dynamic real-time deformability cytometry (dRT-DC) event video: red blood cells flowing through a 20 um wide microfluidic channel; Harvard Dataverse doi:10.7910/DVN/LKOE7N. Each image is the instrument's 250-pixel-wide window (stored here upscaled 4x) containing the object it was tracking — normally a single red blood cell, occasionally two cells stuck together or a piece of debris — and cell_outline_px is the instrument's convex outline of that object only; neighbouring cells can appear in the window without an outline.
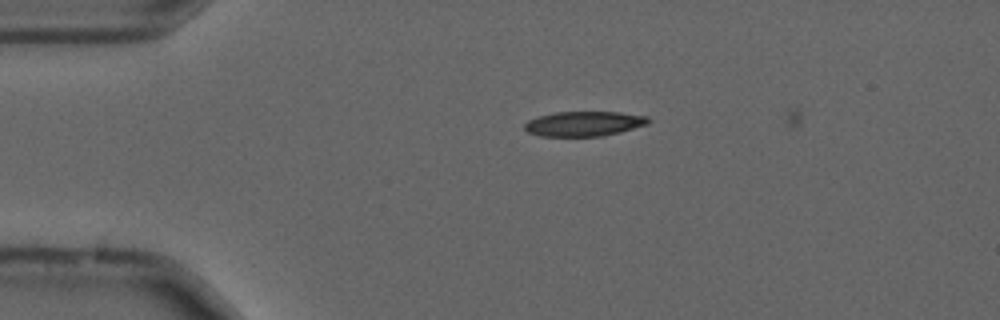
{"species": "common noctule bat (a hibernating species)", "species_latin": "Nyctalus noctula", "temperature_condition": "cold", "stored_images_in_passage": 53, "camera_frame_rate_fps": 3000, "um_per_image_px": 0.085, "animal": {"sex": "male", "forearm_length_mm": 52.5}, "frame": {"image": 1, "passage_image": 10, "time_ms": 3.0, "image_size_px": [1000, 320], "cell_outline_px": [[652, 120], [648, 124], [620, 132], [604, 136], [540, 136], [528, 132], [524, 128], [524, 124], [528, 120], [540, 116], [556, 112], [620, 112], [648, 116]], "centroid_in_image_um": [49.68, 10.51], "position_along_channel_um": 35.3, "area_um2": 17.98}}
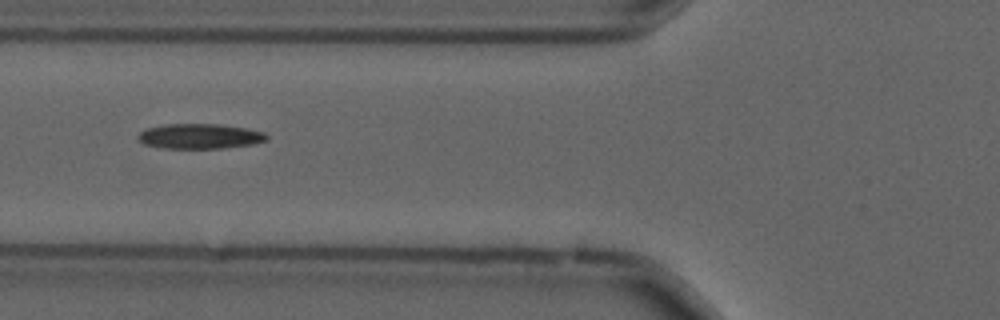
{"frame": {"image": 2, "passage_image": 19, "time_ms": 6.0, "image_size_px": [1000, 320], "cell_outline_px": [[268, 140], [252, 144], [220, 148], [164, 148], [144, 144], [136, 136], [140, 132], [148, 128], [164, 124], [220, 124], [244, 128], [264, 132], [268, 136]], "centroid_in_image_um": [16.98, 11.57], "position_along_channel_um": 108.8, "area_um2": 18.61}}
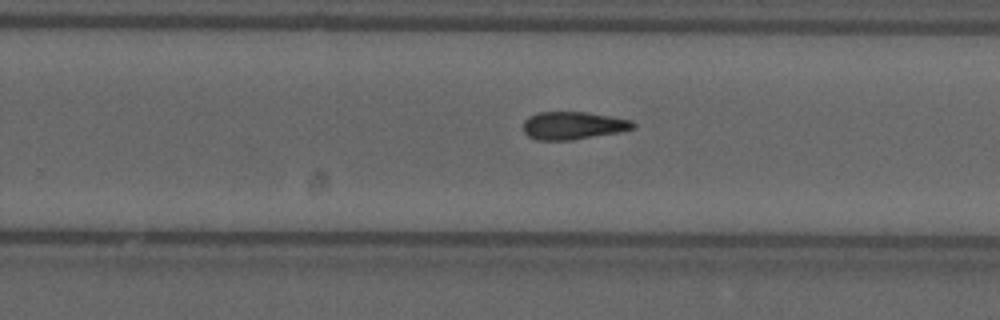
{"frame": {"image": 3, "passage_image": 33, "time_ms": 10.667, "image_size_px": [1000, 320], "cell_outline_px": [[636, 128], [620, 132], [572, 140], [536, 140], [528, 136], [524, 132], [524, 120], [528, 116], [536, 112], [588, 112], [632, 120], [636, 124]], "centroid_in_image_um": [48.72, 10.67], "position_along_channel_um": 281.1, "area_um2": 17.98}, "authors_computed_cell_mechanics": {"area_um2": 17.6868, "velocity_mm_per_s": 3.7012, "shape_relaxation_time_tau1_ms": 7.4499, "shape_relaxation_time_tau2_ms": null, "deformation_change_tau1": 0.1584, "deformation_change_tau2": null}}